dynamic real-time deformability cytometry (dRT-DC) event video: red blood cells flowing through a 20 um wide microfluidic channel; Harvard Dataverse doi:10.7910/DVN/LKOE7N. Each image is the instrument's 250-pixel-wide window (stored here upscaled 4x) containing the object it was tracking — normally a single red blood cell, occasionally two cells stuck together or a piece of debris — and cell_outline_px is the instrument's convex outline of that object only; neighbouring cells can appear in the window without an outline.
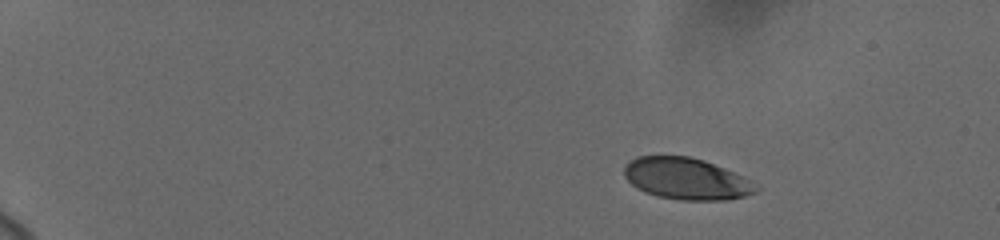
{"species": "human", "species_latin": "Homo sapiens", "temperature_condition": "cold", "stored_images_in_passage": 6, "camera_frame_rate_fps": 3000, "um_per_image_px": 0.085, "donor": {"sex": "female"}, "frame": {"image": 1, "passage_image": 1, "time_ms": 0.0, "image_size_px": [1000, 240], "cell_outline_px": [[760, 188], [756, 192], [744, 196], [728, 200], [680, 200], [660, 196], [644, 192], [636, 188], [624, 176], [624, 168], [628, 160], [636, 156], [688, 156], [704, 160], [744, 176], [752, 180]], "centroid_in_image_um": [58.35, 15.19], "position_along_channel_um": 26.6, "area_um2": 32.14}}
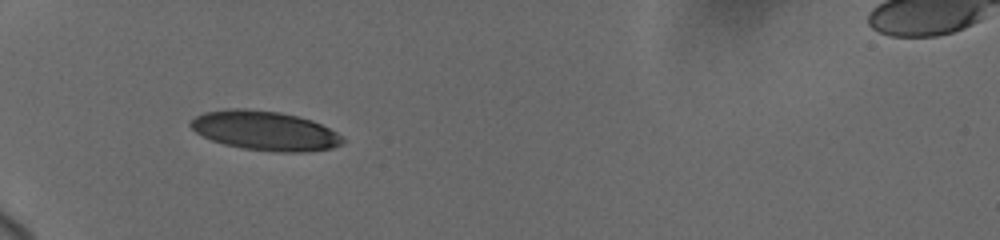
{"frame": {"image": 2, "passage_image": 5, "time_ms": 4.0, "image_size_px": [1000, 240], "cell_outline_px": [[344, 140], [340, 144], [332, 148], [304, 152], [276, 152], [244, 148], [224, 144], [212, 140], [196, 132], [188, 124], [196, 116], [204, 112], [228, 108], [244, 108], [280, 112], [312, 120], [336, 132]], "centroid_in_image_um": [22.49, 11.1], "position_along_channel_um": 62.5, "area_um2": 34.62}}